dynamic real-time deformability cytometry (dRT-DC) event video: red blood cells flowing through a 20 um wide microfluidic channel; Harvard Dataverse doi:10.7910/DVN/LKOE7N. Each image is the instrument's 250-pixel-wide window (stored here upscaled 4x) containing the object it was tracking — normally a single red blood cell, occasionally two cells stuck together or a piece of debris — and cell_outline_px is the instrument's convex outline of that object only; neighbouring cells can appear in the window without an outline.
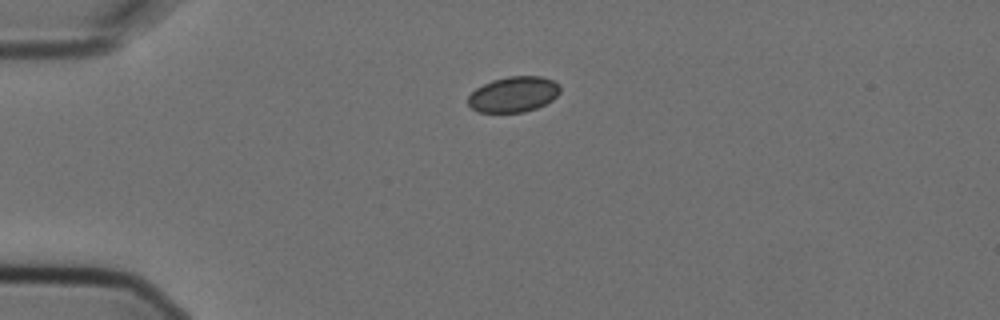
{"species": "Egyptian fruit bat (a non-hibernating species)", "species_latin": "Rousettus aegyptiacus", "temperature_condition": "cold", "stored_images_in_passage": 3, "camera_frame_rate_fps": 3000, "um_per_image_px": 0.085, "animal": {"sex": "female"}, "frame": {"image": 1, "passage_image": 1, "time_ms": 0.0, "image_size_px": [1000, 320], "cell_outline_px": [[560, 92], [552, 100], [536, 108], [524, 112], [480, 112], [472, 108], [468, 104], [468, 96], [476, 88], [492, 80], [508, 76], [544, 76], [560, 84]], "centroid_in_image_um": [43.66, 8.01], "position_along_channel_um": 41.3, "area_um2": 19.07}}
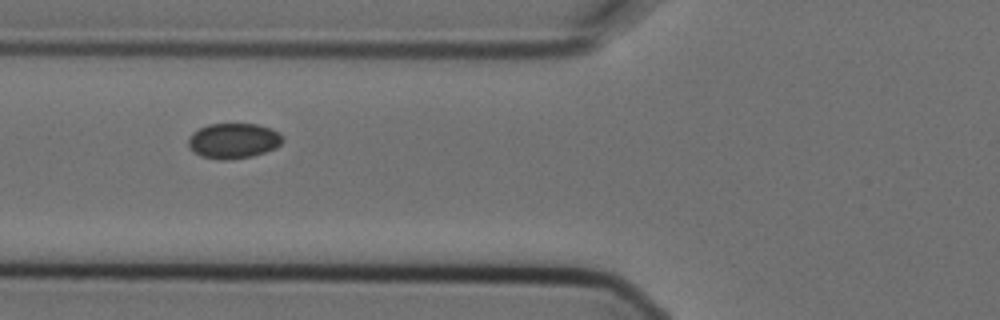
{"frame": {"image": 2, "passage_image": 3, "time_ms": 0.667, "image_size_px": [1000, 320], "cell_outline_px": [[284, 140], [276, 148], [252, 156], [228, 160], [224, 160], [200, 156], [188, 148], [188, 136], [192, 132], [208, 124], [256, 124], [272, 128], [280, 132]], "centroid_in_image_um": [19.84, 11.96], "position_along_channel_um": 106.0, "area_um2": 19.59}}